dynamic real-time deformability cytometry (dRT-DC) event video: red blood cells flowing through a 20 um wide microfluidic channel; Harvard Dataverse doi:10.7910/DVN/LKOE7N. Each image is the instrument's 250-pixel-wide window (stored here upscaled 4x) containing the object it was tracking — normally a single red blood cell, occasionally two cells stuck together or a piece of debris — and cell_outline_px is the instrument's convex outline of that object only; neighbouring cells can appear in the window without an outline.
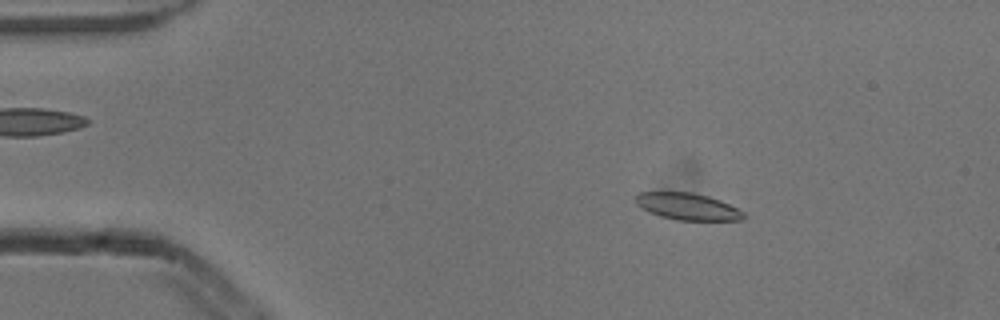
{"species": "common noctule bat (a hibernating species)", "species_latin": "Nyctalus noctula", "temperature_condition": "cold", "stored_images_in_passage": 3, "camera_frame_rate_fps": 3000, "um_per_image_px": 0.085, "animal": {"sex": "male", "body_mass_g": 13.3}, "frame": {"image": 1, "passage_image": 2, "time_ms": 0.333, "image_size_px": [1000, 320], "cell_outline_px": [[744, 220], [676, 220], [660, 216], [648, 212], [640, 208], [632, 200], [632, 196], [640, 192], [692, 192], [708, 196], [720, 200], [744, 212]], "centroid_in_image_um": [58.36, 17.54], "position_along_channel_um": 26.6, "area_um2": 17.11}}